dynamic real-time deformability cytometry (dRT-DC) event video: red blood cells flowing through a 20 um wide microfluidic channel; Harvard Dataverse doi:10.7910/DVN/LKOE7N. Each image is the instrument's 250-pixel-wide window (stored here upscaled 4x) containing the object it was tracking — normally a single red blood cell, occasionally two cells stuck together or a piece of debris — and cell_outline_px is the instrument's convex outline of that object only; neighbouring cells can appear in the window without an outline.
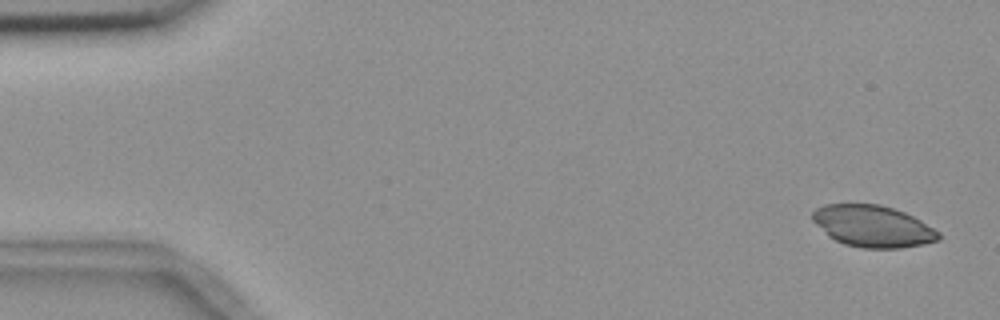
{"species": "common noctule bat (a hibernating species)", "species_latin": "Nyctalus noctula", "temperature_condition": "room temperature", "stored_images_in_passage": 3, "camera_frame_rate_fps": 3000, "um_per_image_px": 0.085, "animal": {"sex": "female", "body_mass_g": 18.4}, "frame": {"image": 1, "passage_image": 1, "time_ms": 0.0, "image_size_px": [1000, 320], "cell_outline_px": [[940, 240], [924, 244], [900, 248], [864, 248], [844, 244], [828, 236], [812, 220], [812, 212], [816, 208], [824, 204], [880, 204], [904, 212], [920, 220], [940, 232]], "centroid_in_image_um": [74.19, 19.23], "position_along_channel_um": 10.8, "area_um2": 30.58}}